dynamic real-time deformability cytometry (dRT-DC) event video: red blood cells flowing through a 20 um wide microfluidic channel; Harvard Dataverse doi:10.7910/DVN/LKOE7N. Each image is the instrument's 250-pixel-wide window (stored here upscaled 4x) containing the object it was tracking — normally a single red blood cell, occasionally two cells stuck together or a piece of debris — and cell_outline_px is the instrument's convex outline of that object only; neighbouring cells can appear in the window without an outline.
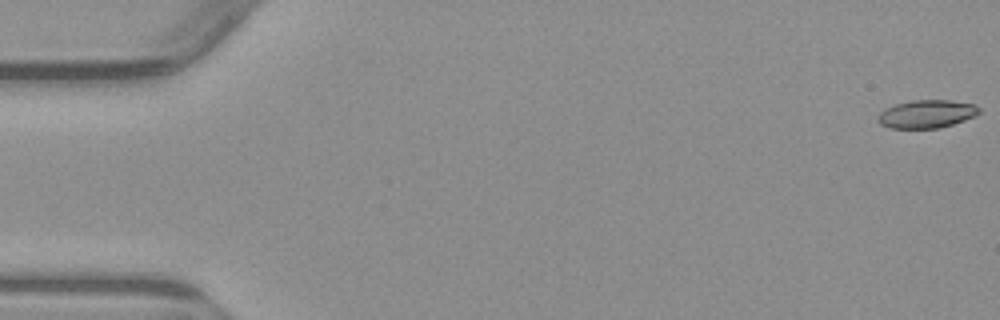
{"species": "common noctule bat (a hibernating species)", "species_latin": "Nyctalus noctula", "temperature_condition": "warm", "stored_images_in_passage": 5, "camera_frame_rate_fps": 3000, "um_per_image_px": 0.085, "animal": {"sex": "male", "body_mass_g": 23.1, "forearm_length_mm": 52.7}, "frame": {"image": 1, "passage_image": 1, "time_ms": 0.0, "image_size_px": [1000, 320], "cell_outline_px": [[980, 112], [976, 116], [940, 128], [888, 128], [880, 124], [876, 120], [880, 112], [884, 108], [896, 104], [912, 100], [952, 100], [972, 104], [980, 108]], "centroid_in_image_um": [78.74, 9.69], "position_along_channel_um": 6.3, "area_um2": 16.65}}
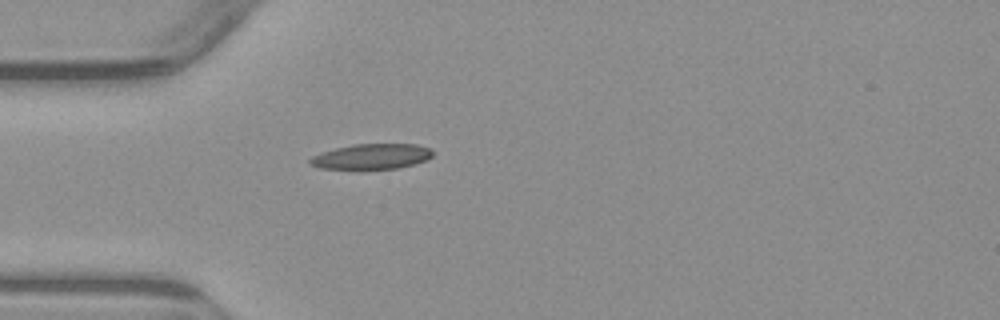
{"frame": {"image": 2, "passage_image": 5, "time_ms": 5.0, "image_size_px": [1000, 320], "cell_outline_px": [[432, 156], [424, 160], [412, 164], [396, 168], [320, 168], [308, 164], [308, 160], [312, 156], [320, 152], [352, 144], [416, 144], [432, 148]], "centroid_in_image_um": [31.55, 13.28], "position_along_channel_um": 53.4, "area_um2": 17.86}}